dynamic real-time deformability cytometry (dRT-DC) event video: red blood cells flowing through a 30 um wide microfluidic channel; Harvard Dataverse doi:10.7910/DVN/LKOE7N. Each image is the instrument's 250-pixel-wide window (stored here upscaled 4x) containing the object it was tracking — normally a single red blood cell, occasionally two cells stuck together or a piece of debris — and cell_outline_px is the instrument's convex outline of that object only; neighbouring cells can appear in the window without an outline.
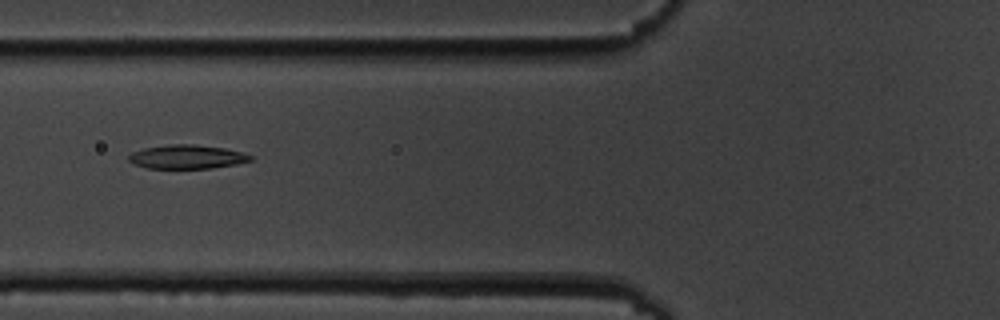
{"species": "common noctule bat (a hibernating species)", "species_latin": "Nyctalus noctula", "temperature_condition": "cold", "stored_images_in_passage": 9, "camera_frame_rate_fps": 3000, "um_per_image_px": 0.085, "animal": {"sex": "male", "body_mass_g": 19.5, "forearm_length_mm": 54.6}, "frame": {"image": 1, "passage_image": 7, "time_ms": 7.333, "image_size_px": [1000, 320], "cell_outline_px": [[252, 160], [236, 164], [212, 168], [148, 168], [136, 164], [128, 160], [128, 156], [132, 152], [144, 148], [172, 144], [192, 144], [224, 148], [244, 152], [252, 156]], "centroid_in_image_um": [15.92, 13.32], "position_along_channel_um": 109.9, "area_um2": 16.82}}
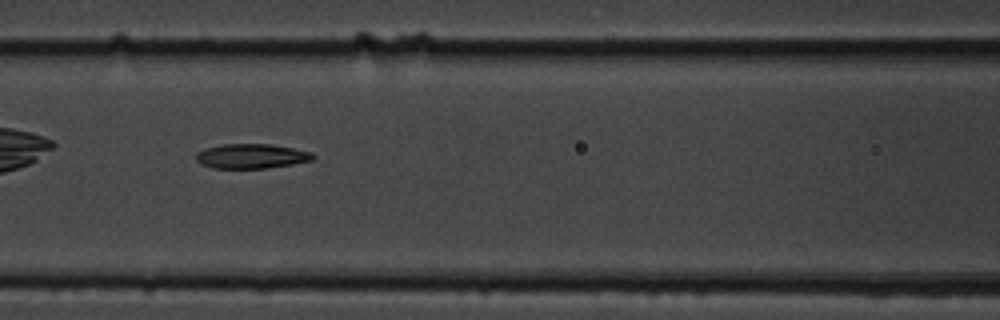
{"frame": {"image": 2, "passage_image": 8, "time_ms": 8.333, "image_size_px": [1000, 320], "cell_outline_px": [[316, 156], [312, 160], [292, 164], [264, 168], [212, 168], [196, 160], [196, 152], [208, 148], [224, 144], [272, 144], [312, 152]], "centroid_in_image_um": [21.4, 13.27], "position_along_channel_um": 145.2, "area_um2": 16.59}}
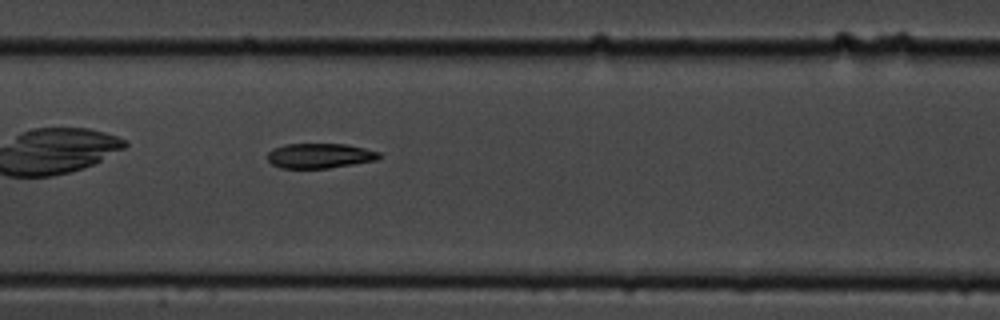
{"frame": {"image": 3, "passage_image": 9, "time_ms": 9.333, "image_size_px": [1000, 320], "cell_outline_px": [[380, 156], [376, 160], [328, 168], [280, 168], [272, 164], [268, 160], [268, 152], [272, 148], [284, 144], [348, 144], [380, 152]], "centroid_in_image_um": [27.15, 13.23], "position_along_channel_um": 180.3, "area_um2": 16.18}}